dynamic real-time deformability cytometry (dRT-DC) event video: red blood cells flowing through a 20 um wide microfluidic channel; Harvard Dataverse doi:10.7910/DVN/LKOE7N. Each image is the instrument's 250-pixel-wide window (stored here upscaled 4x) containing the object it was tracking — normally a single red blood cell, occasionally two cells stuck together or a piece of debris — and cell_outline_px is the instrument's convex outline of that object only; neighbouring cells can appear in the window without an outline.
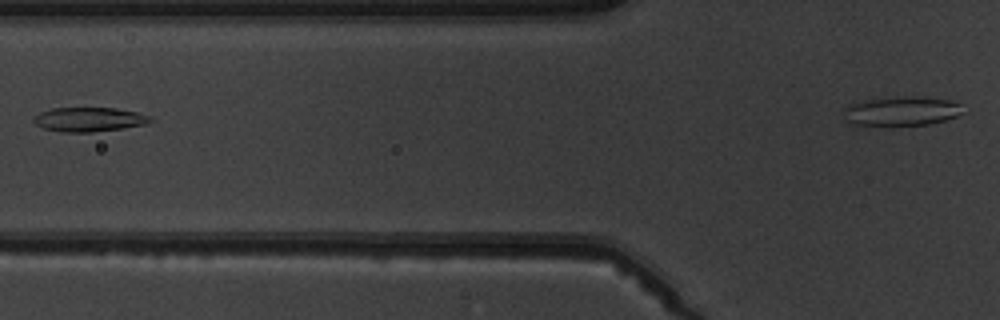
{"species": "common noctule bat (a hibernating species)", "species_latin": "Nyctalus noctula", "temperature_condition": "warm", "stored_images_in_passage": 4, "camera_frame_rate_fps": 3000, "um_per_image_px": 0.085, "animal": {"sex": "male", "body_mass_g": 19.5, "forearm_length_mm": 54.6}, "frame": {"image": 1, "passage_image": 4, "time_ms": 3.333, "image_size_px": [1000, 320], "cell_outline_px": [[152, 120], [144, 124], [124, 128], [92, 132], [60, 132], [44, 128], [36, 124], [32, 120], [40, 112], [52, 108], [116, 108], [136, 112], [152, 116]], "centroid_in_image_um": [7.57, 10.15], "position_along_channel_um": 118.2, "area_um2": 16.42}}